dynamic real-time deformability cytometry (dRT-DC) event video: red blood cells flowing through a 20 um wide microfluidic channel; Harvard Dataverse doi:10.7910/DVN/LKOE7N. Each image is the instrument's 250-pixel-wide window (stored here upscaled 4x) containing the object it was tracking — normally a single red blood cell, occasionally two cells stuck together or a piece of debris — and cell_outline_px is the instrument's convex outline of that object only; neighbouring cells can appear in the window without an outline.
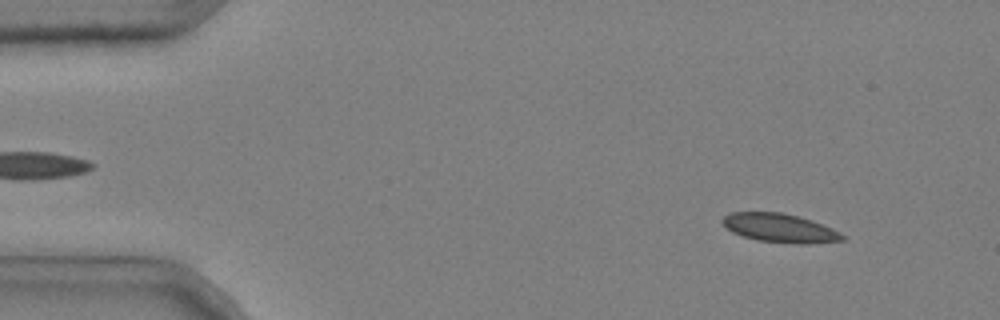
{"species": "common noctule bat (a hibernating species)", "species_latin": "Nyctalus noctula", "temperature_condition": "cold", "stored_images_in_passage": 51, "camera_frame_rate_fps": 3000, "um_per_image_px": 0.085, "animal": {"sex": "male", "body_mass_g": 20.4}, "frame": {"image": 1, "passage_image": 5, "time_ms": 1.333, "image_size_px": [1000, 320], "cell_outline_px": [[844, 240], [808, 244], [796, 244], [756, 240], [732, 232], [720, 220], [724, 216], [732, 212], [780, 212], [796, 216], [832, 228], [840, 232], [844, 236]], "centroid_in_image_um": [66.27, 19.39], "position_along_channel_um": 18.7, "area_um2": 19.83}}
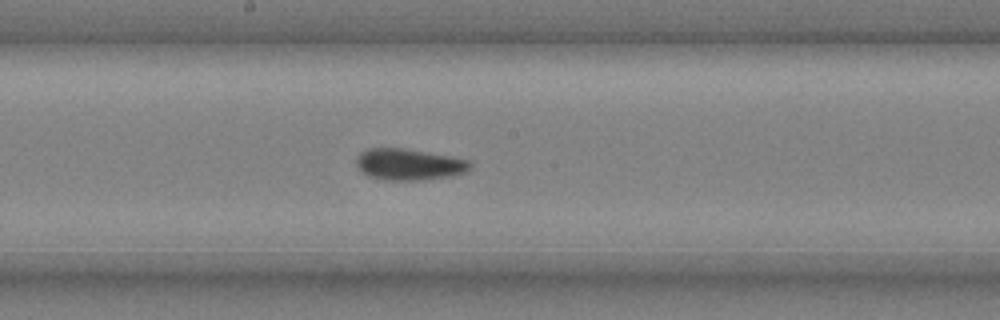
{"frame": {"image": 2, "passage_image": 28, "time_ms": 9.0, "image_size_px": [1000, 320], "cell_outline_px": [[472, 168], [468, 172], [452, 176], [420, 180], [384, 180], [368, 176], [356, 164], [356, 156], [360, 152], [368, 148], [404, 148], [452, 156], [468, 160], [472, 164]], "centroid_in_image_um": [34.8, 13.97], "position_along_channel_um": 213.4, "area_um2": 21.04}}
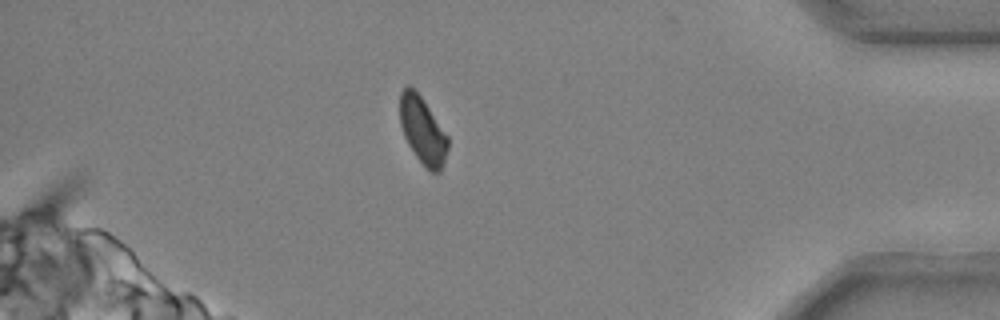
{"frame": {"image": 3, "passage_image": 46, "time_ms": 15.0, "image_size_px": [1000, 320], "cell_outline_px": [[448, 148], [444, 164], [440, 172], [432, 172], [416, 156], [408, 144], [404, 136], [400, 124], [400, 92], [408, 84], [420, 96], [448, 136]], "centroid_in_image_um": [35.92, 11.09], "position_along_channel_um": 399.3, "area_um2": 18.38}, "authors_computed_cell_mechanics": {"area_um2": 20.4612, "velocity_mm_per_s": 3.6722, "shape_relaxation_time_tau1_ms": 5.6711, "shape_relaxation_time_tau2_ms": null, "deformation_change_tau1": 0.1004, "deformation_change_tau2": null}}